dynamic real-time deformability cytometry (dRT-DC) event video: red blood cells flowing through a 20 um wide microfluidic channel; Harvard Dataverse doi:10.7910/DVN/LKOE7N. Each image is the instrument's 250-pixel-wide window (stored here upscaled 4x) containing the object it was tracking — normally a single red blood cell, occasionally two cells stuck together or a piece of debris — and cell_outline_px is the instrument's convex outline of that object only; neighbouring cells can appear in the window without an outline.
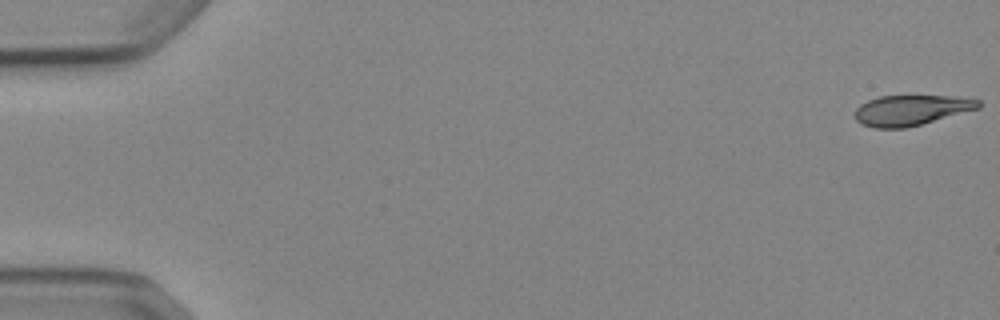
{"species": "Egyptian fruit bat (a non-hibernating species)", "species_latin": "Rousettus aegyptiacus", "temperature_condition": "cold", "stored_images_in_passage": 53, "camera_frame_rate_fps": 3000, "um_per_image_px": 0.085, "animal": {"sex": "female"}, "frame": {"image": 1, "passage_image": 1, "time_ms": 0.0, "image_size_px": [1000, 320], "cell_outline_px": [[980, 108], [920, 124], [904, 128], [872, 128], [860, 124], [856, 120], [856, 108], [860, 104], [868, 100], [880, 96], [948, 96], [980, 100]], "centroid_in_image_um": [77.4, 9.37], "position_along_channel_um": 7.6, "area_um2": 21.62}}
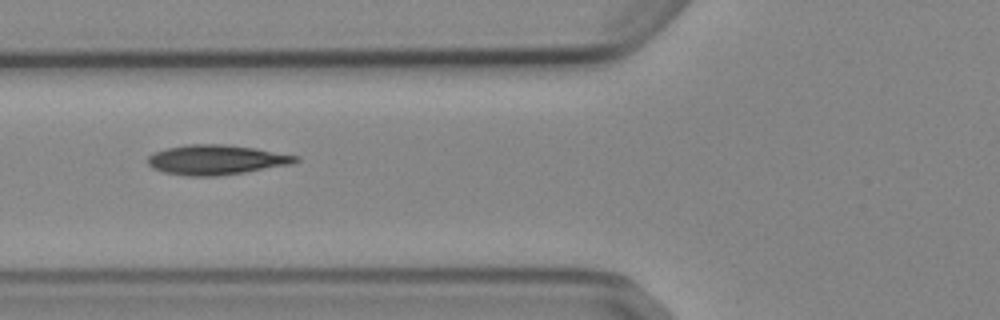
{"frame": {"image": 2, "passage_image": 21, "time_ms": 6.667, "image_size_px": [1000, 320], "cell_outline_px": [[300, 160], [292, 164], [220, 176], [188, 176], [164, 172], [152, 168], [148, 164], [148, 156], [152, 152], [168, 148], [188, 144], [224, 144], [256, 148], [300, 156]], "centroid_in_image_um": [18.39, 13.58], "position_along_channel_um": 107.4, "area_um2": 25.78}}
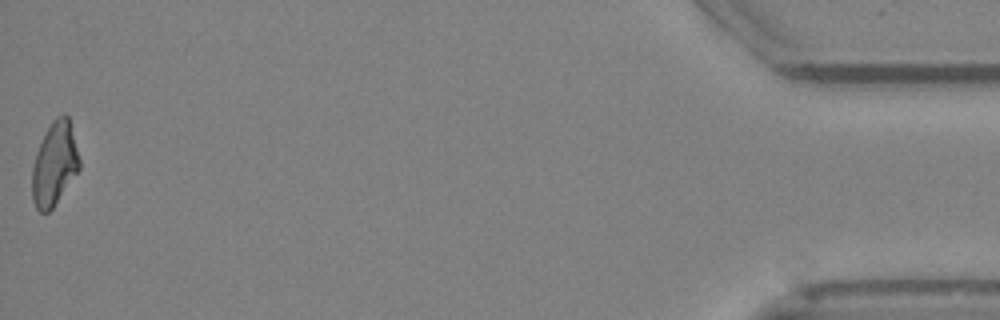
{"frame": {"image": 3, "passage_image": 53, "time_ms": 17.333, "image_size_px": [1000, 320], "cell_outline_px": [[80, 168], [52, 208], [48, 212], [40, 212], [36, 208], [32, 200], [32, 168], [36, 152], [52, 120], [56, 116], [64, 112], [68, 116], [80, 160]], "centroid_in_image_um": [4.62, 13.93], "position_along_channel_um": 430.6, "area_um2": 22.72}, "authors_computed_cell_mechanics": {"area_um2": 23.8714, "velocity_mm_per_s": 3.8881, "shape_relaxation_time_tau1_ms": 8.6072, "shape_relaxation_time_tau2_ms": 2.5743, "deformation_change_tau1": 0.2192, "deformation_change_tau2": 0.0892}}